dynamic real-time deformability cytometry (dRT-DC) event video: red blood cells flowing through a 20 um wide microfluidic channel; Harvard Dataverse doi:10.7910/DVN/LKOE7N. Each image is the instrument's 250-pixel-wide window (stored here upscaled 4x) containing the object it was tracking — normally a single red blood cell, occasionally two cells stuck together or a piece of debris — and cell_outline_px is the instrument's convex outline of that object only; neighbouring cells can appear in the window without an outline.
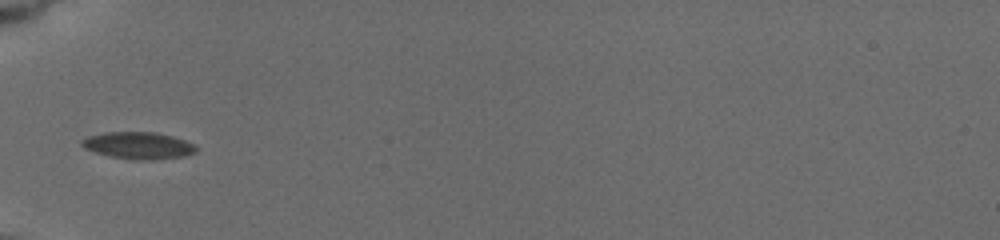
{"species": "common noctule bat (a hibernating species)", "species_latin": "Nyctalus noctula", "temperature_condition": "cold", "stored_images_in_passage": 2, "camera_frame_rate_fps": 3000, "um_per_image_px": 0.085, "animal": {"sex": "female", "body_mass_g": 19.5, "forearm_length_mm": 54.1}, "frame": {"image": 1, "passage_image": 1, "time_ms": 0.0, "image_size_px": [1000, 240], "cell_outline_px": [[196, 152], [184, 156], [152, 160], [136, 160], [108, 156], [84, 148], [80, 144], [80, 140], [88, 136], [104, 132], [156, 132], [172, 136], [184, 140], [192, 144], [196, 148]], "centroid_in_image_um": [11.72, 12.36], "position_along_channel_um": 73.3, "area_um2": 17.98}}